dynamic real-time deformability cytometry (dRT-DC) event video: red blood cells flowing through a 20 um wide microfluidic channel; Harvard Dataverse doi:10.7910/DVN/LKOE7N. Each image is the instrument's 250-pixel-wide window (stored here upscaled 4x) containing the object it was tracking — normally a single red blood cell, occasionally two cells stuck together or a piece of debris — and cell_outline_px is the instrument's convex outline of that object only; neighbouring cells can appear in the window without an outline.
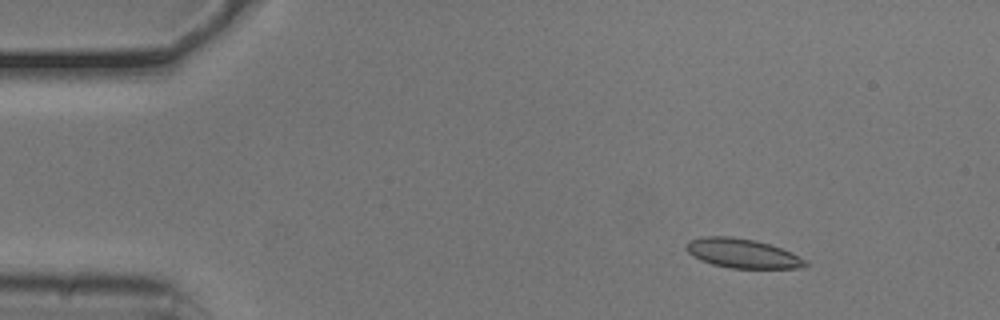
{"species": "common noctule bat (a hibernating species)", "species_latin": "Nyctalus noctula", "temperature_condition": "cold", "stored_images_in_passage": 53, "camera_frame_rate_fps": 3000, "um_per_image_px": 0.085, "animal": {"sex": "male", "body_mass_g": 20.5, "forearm_length_mm": 52.5}, "frame": {"image": 1, "passage_image": 7, "time_ms": 2.0, "image_size_px": [1000, 320], "cell_outline_px": [[808, 264], [796, 268], [732, 268], [712, 264], [700, 260], [688, 252], [684, 248], [688, 240], [704, 236], [728, 236], [756, 240], [792, 252], [808, 260]], "centroid_in_image_um": [63.09, 21.53], "position_along_channel_um": 21.9, "area_um2": 20.35}}
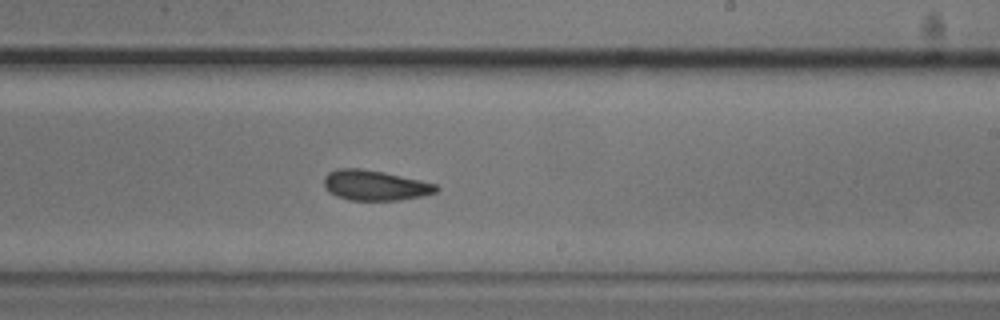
{"frame": {"image": 2, "passage_image": 32, "time_ms": 10.333, "image_size_px": [1000, 320], "cell_outline_px": [[440, 188], [436, 192], [424, 196], [400, 200], [348, 200], [336, 196], [328, 192], [324, 188], [324, 176], [328, 172], [336, 168], [360, 168], [384, 172], [420, 180], [436, 184]], "centroid_in_image_um": [31.85, 15.75], "position_along_channel_um": 257.2, "area_um2": 20.0}}
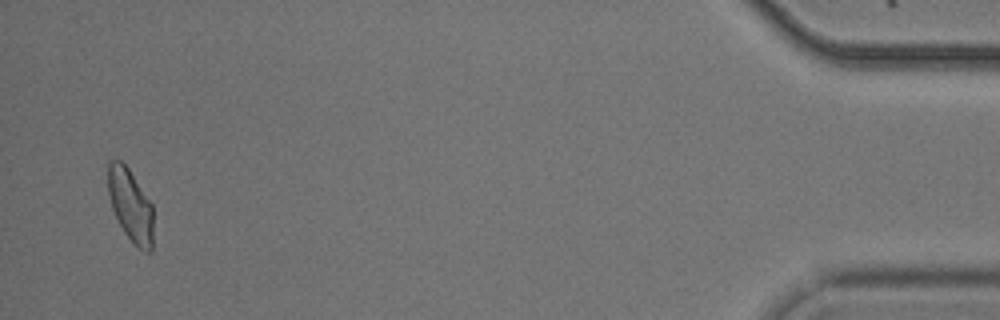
{"frame": {"image": 3, "passage_image": 52, "time_ms": 17.0, "image_size_px": [1000, 320], "cell_outline_px": [[152, 252], [144, 252], [132, 244], [124, 232], [112, 208], [108, 196], [108, 160], [120, 160], [128, 168], [152, 204]], "centroid_in_image_um": [11.09, 17.47], "position_along_channel_um": 424.1, "area_um2": 19.13}, "authors_computed_cell_mechanics": {"area_um2": 20.0566, "velocity_mm_per_s": 3.7708, "shape_relaxation_time_tau1_ms": 10.2114, "shape_relaxation_time_tau2_ms": 4.1245, "deformation_change_tau1": 0.1498, "deformation_change_tau2": 0.0909}}